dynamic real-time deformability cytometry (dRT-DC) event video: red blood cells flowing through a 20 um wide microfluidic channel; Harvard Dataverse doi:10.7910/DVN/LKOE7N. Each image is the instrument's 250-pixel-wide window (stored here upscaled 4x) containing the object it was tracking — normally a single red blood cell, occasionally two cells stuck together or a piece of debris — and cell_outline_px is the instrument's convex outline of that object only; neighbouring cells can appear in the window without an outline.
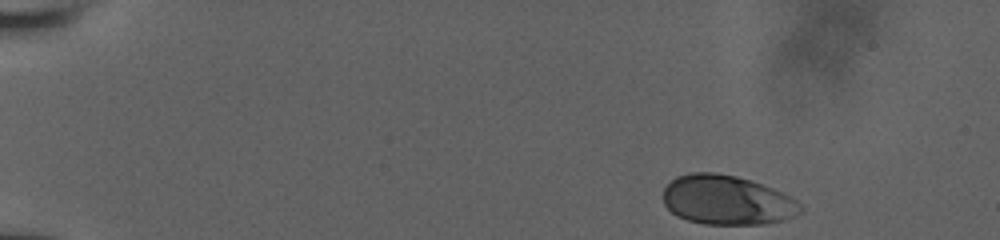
{"species": "human", "species_latin": "Homo sapiens", "temperature_condition": "room temperature", "stored_images_in_passage": 40, "camera_frame_rate_fps": 3000, "um_per_image_px": 0.085, "donor": {"sex": "male"}, "frame": {"image": 1, "passage_image": 1, "time_ms": 0.0, "image_size_px": [1000, 240], "cell_outline_px": [[804, 212], [796, 216], [784, 220], [764, 224], [704, 224], [688, 220], [676, 216], [664, 204], [664, 188], [676, 176], [688, 172], [716, 172], [736, 176], [772, 188], [792, 196], [804, 208]], "centroid_in_image_um": [61.82, 17.01], "position_along_channel_um": 23.2, "area_um2": 39.82}}
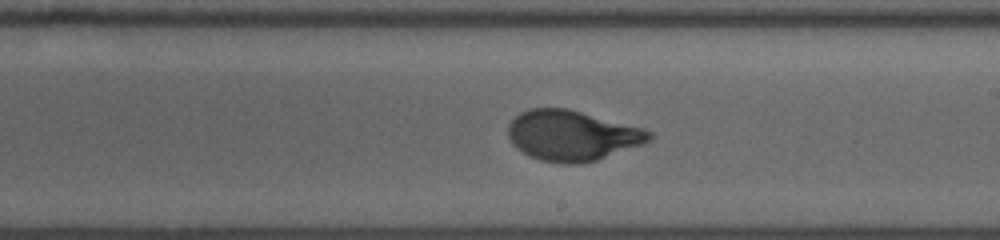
{"frame": {"image": 2, "passage_image": 23, "time_ms": 9.0, "image_size_px": [1000, 240], "cell_outline_px": [[652, 136], [648, 140], [640, 144], [596, 160], [576, 164], [564, 164], [540, 160], [528, 156], [516, 148], [512, 144], [508, 136], [508, 124], [520, 112], [528, 108], [568, 108], [644, 128], [652, 132]], "centroid_in_image_um": [48.57, 11.51], "position_along_channel_um": 240.4, "area_um2": 41.27}}
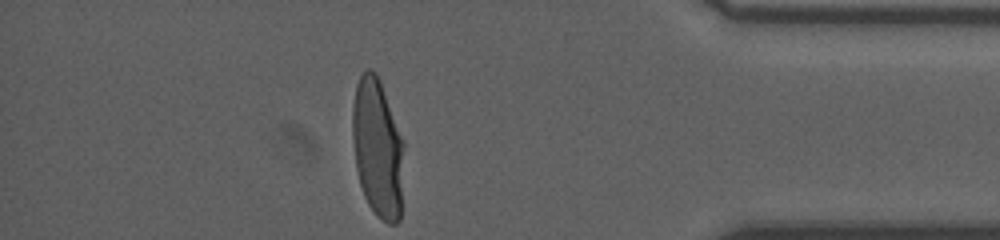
{"frame": {"image": 3, "passage_image": 40, "time_ms": 14.0, "image_size_px": [1000, 240], "cell_outline_px": [[404, 148], [400, 220], [396, 224], [388, 224], [380, 220], [376, 216], [368, 204], [364, 196], [360, 184], [356, 168], [352, 136], [352, 108], [356, 84], [360, 76], [368, 68], [376, 72], [380, 80], [404, 140]], "centroid_in_image_um": [32.1, 12.61], "position_along_channel_um": 403.1, "area_um2": 42.14}, "authors_computed_cell_mechanics": {"area_um2": 40.3444, "velocity_mm_per_s": 3.8303, "shape_relaxation_time_tau1_ms": 3.2083, "shape_relaxation_time_tau2_ms": null, "deformation_change_tau1": 0.1672, "deformation_change_tau2": null}}